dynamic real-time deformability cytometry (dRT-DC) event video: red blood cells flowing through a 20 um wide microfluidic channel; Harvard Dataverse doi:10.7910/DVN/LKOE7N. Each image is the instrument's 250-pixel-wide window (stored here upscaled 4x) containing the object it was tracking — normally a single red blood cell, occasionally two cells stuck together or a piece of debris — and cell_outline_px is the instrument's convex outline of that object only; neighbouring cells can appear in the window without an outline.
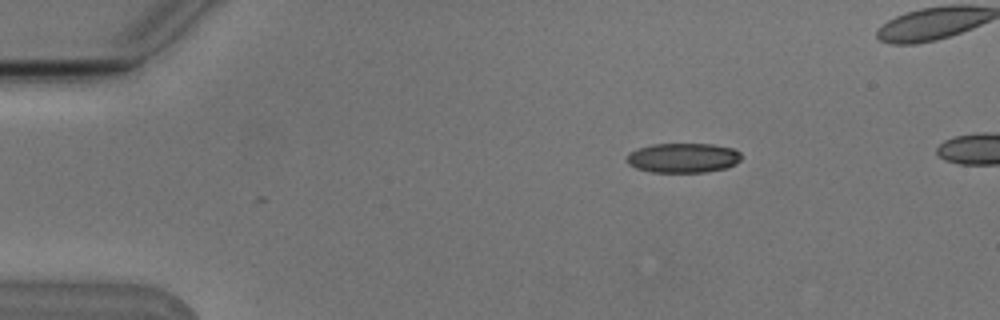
{"species": "Egyptian fruit bat (a non-hibernating species)", "species_latin": "Rousettus aegyptiacus", "temperature_condition": "cold", "stored_images_in_passage": 4, "camera_frame_rate_fps": 3000, "um_per_image_px": 0.085, "animal": {"sex": "male"}, "frame": {"image": 1, "passage_image": 1, "time_ms": 0.0, "image_size_px": [1000, 320], "cell_outline_px": [[744, 156], [736, 164], [728, 168], [704, 172], [652, 172], [636, 168], [628, 164], [628, 152], [636, 148], [652, 144], [712, 144], [736, 148]], "centroid_in_image_um": [58.11, 13.41], "position_along_channel_um": 26.9, "area_um2": 20.11}}